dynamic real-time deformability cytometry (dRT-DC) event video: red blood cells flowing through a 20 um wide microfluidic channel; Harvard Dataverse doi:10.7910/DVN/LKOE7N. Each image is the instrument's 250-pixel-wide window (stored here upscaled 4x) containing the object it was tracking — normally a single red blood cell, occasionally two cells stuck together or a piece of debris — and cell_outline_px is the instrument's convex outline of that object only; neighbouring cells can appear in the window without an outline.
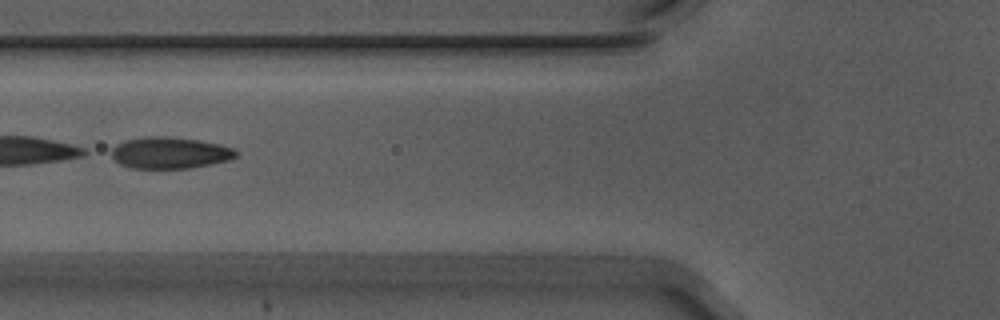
{"species": "Egyptian fruit bat (a non-hibernating species)", "species_latin": "Rousettus aegyptiacus", "temperature_condition": "warm", "stored_images_in_passage": 40, "camera_frame_rate_fps": 3000, "um_per_image_px": 0.085, "animal": {"sex": "male"}, "frame": {"image": 1, "passage_image": 21, "time_ms": 6.667, "image_size_px": [1000, 320], "cell_outline_px": [[240, 152], [236, 156], [228, 160], [212, 164], [188, 168], [128, 168], [120, 164], [112, 156], [112, 148], [116, 144], [124, 140], [148, 136], [164, 136], [200, 140], [220, 144], [232, 148]], "centroid_in_image_um": [14.44, 12.98], "position_along_channel_um": 111.4, "area_um2": 22.95}}